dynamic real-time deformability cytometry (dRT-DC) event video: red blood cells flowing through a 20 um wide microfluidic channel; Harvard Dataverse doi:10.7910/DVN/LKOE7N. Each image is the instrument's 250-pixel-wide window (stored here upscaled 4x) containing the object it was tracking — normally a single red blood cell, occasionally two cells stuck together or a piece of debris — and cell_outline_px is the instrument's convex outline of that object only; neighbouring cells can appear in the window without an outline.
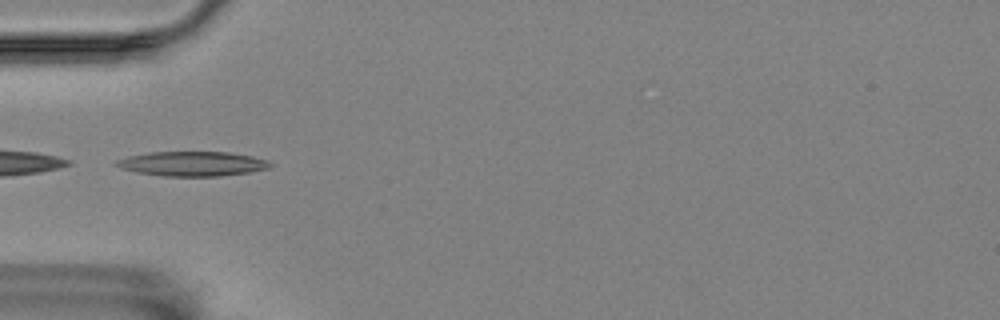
{"species": "Egyptian fruit bat (a non-hibernating species)", "species_latin": "Rousettus aegyptiacus", "temperature_condition": "room temperature", "stored_images_in_passage": 14, "camera_frame_rate_fps": 3000, "um_per_image_px": 0.085, "animal": {"sex": "female"}, "frame": {"image": 1, "passage_image": 1, "time_ms": 0.0, "image_size_px": [1000, 320], "cell_outline_px": [[272, 164], [268, 168], [248, 172], [220, 176], [164, 176], [136, 172], [120, 168], [116, 164], [116, 160], [128, 156], [148, 152], [228, 152], [252, 156], [268, 160]], "centroid_in_image_um": [16.34, 13.91], "position_along_channel_um": 68.7, "area_um2": 21.96}}